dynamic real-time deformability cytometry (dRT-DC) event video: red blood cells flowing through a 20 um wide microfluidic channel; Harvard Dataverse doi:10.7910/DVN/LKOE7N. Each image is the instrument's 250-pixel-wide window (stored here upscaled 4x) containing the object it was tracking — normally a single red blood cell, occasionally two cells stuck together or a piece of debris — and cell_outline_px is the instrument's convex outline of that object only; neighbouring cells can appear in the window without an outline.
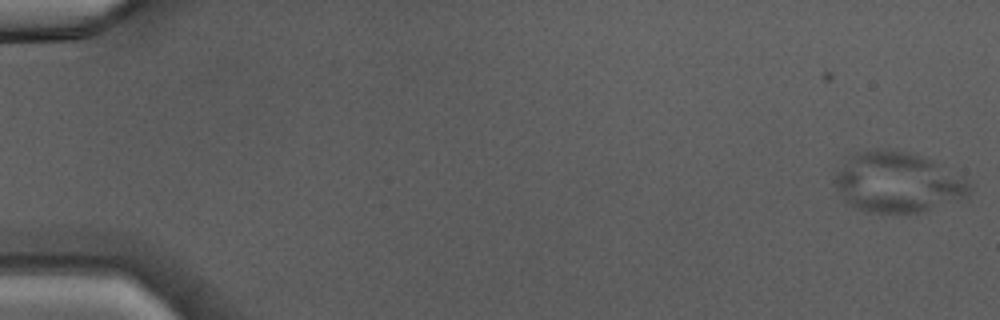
{"species": "Egyptian fruit bat (a non-hibernating species)", "species_latin": "Rousettus aegyptiacus", "temperature_condition": "warm", "stored_images_in_passage": 46, "camera_frame_rate_fps": 3000, "um_per_image_px": 0.085, "animal": {"sex": "male"}, "frame": {"image": 1, "passage_image": 1, "time_ms": 0.0, "image_size_px": [1000, 320], "cell_outline_px": [[972, 184], [964, 200], [920, 212], [864, 212], [848, 204], [844, 200], [832, 180], [832, 176], [852, 156], [860, 152], [880, 148], [896, 148], [932, 160], [960, 176]], "centroid_in_image_um": [76.29, 15.5], "position_along_channel_um": 8.7, "area_um2": 47.4}}
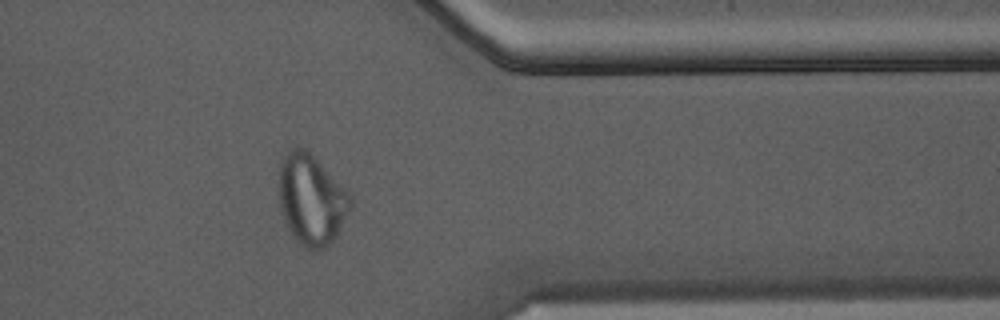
{"frame": {"image": 2, "passage_image": 38, "time_ms": 12.333, "image_size_px": [1000, 320], "cell_outline_px": [[352, 204], [336, 236], [328, 248], [316, 252], [312, 252], [304, 248], [296, 240], [284, 216], [280, 200], [280, 164], [284, 156], [292, 148], [304, 148], [312, 152], [316, 156], [348, 192], [352, 200]], "centroid_in_image_um": [26.5, 16.98], "position_along_channel_um": 384.9, "area_um2": 37.45}}